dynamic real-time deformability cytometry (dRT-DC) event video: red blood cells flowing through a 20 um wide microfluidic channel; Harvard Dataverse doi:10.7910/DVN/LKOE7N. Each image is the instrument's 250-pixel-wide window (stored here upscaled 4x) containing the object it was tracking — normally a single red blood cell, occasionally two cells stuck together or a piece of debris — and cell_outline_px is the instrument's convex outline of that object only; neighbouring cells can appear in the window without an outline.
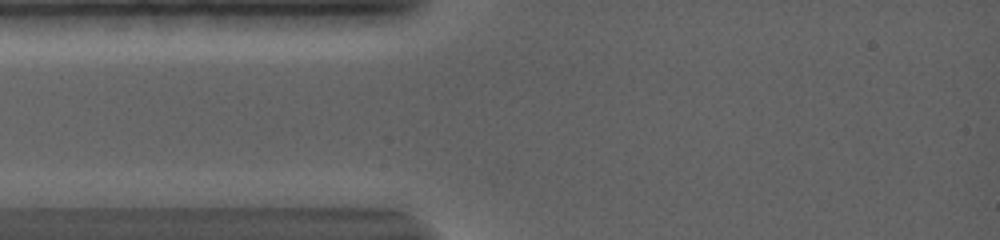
{"species": "common noctule bat (a hibernating species)", "species_latin": "Nyctalus noctula", "temperature_condition": "warm", "stored_images_in_passage": 1, "camera_frame_rate_fps": 5000, "um_per_image_px": 0.085, "animal": {"sex": "female", "body_mass_g": 19.0, "forearm_length_mm": 56.7}, "frame": {"image": 1, "passage_image": 1, "time_ms": 0.0, "image_size_px": [1000, 240], "cell_outline_px": [[876, 84], [864, 92], [860, 92], [852, 88], [832, 72], [864, 36], [872, 40], [876, 44]], "centroid_in_image_um": [73.05, 5.63], "position_along_channel_um": 12.0, "area_um2": 11.16}}